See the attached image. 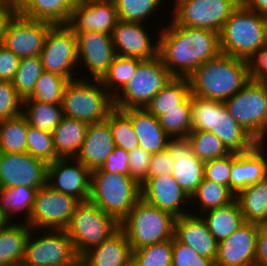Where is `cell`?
<instances>
[{
  "instance_id": "50",
  "label": "cell",
  "mask_w": 267,
  "mask_h": 266,
  "mask_svg": "<svg viewBox=\"0 0 267 266\" xmlns=\"http://www.w3.org/2000/svg\"><path fill=\"white\" fill-rule=\"evenodd\" d=\"M171 266H215L211 259L199 255L190 246L172 238Z\"/></svg>"
},
{
  "instance_id": "25",
  "label": "cell",
  "mask_w": 267,
  "mask_h": 266,
  "mask_svg": "<svg viewBox=\"0 0 267 266\" xmlns=\"http://www.w3.org/2000/svg\"><path fill=\"white\" fill-rule=\"evenodd\" d=\"M213 134L230 153H242L252 149L258 141L229 113L224 102L214 100Z\"/></svg>"
},
{
  "instance_id": "48",
  "label": "cell",
  "mask_w": 267,
  "mask_h": 266,
  "mask_svg": "<svg viewBox=\"0 0 267 266\" xmlns=\"http://www.w3.org/2000/svg\"><path fill=\"white\" fill-rule=\"evenodd\" d=\"M214 100L192 95L191 123L192 131L213 133Z\"/></svg>"
},
{
  "instance_id": "37",
  "label": "cell",
  "mask_w": 267,
  "mask_h": 266,
  "mask_svg": "<svg viewBox=\"0 0 267 266\" xmlns=\"http://www.w3.org/2000/svg\"><path fill=\"white\" fill-rule=\"evenodd\" d=\"M236 198L235 193L227 186L203 179L194 194L190 197V202H199L200 211L207 212L218 207L232 203ZM198 200V201H196Z\"/></svg>"
},
{
  "instance_id": "30",
  "label": "cell",
  "mask_w": 267,
  "mask_h": 266,
  "mask_svg": "<svg viewBox=\"0 0 267 266\" xmlns=\"http://www.w3.org/2000/svg\"><path fill=\"white\" fill-rule=\"evenodd\" d=\"M88 123L64 116L52 131L58 158L75 159L85 140Z\"/></svg>"
},
{
  "instance_id": "15",
  "label": "cell",
  "mask_w": 267,
  "mask_h": 266,
  "mask_svg": "<svg viewBox=\"0 0 267 266\" xmlns=\"http://www.w3.org/2000/svg\"><path fill=\"white\" fill-rule=\"evenodd\" d=\"M54 24L33 20L16 13L9 21L2 45L19 58L39 56L49 29Z\"/></svg>"
},
{
  "instance_id": "13",
  "label": "cell",
  "mask_w": 267,
  "mask_h": 266,
  "mask_svg": "<svg viewBox=\"0 0 267 266\" xmlns=\"http://www.w3.org/2000/svg\"><path fill=\"white\" fill-rule=\"evenodd\" d=\"M241 0H176L173 21L184 27H197L220 33L224 23Z\"/></svg>"
},
{
  "instance_id": "53",
  "label": "cell",
  "mask_w": 267,
  "mask_h": 266,
  "mask_svg": "<svg viewBox=\"0 0 267 266\" xmlns=\"http://www.w3.org/2000/svg\"><path fill=\"white\" fill-rule=\"evenodd\" d=\"M250 81H264L267 78V45L252 53L246 60Z\"/></svg>"
},
{
  "instance_id": "5",
  "label": "cell",
  "mask_w": 267,
  "mask_h": 266,
  "mask_svg": "<svg viewBox=\"0 0 267 266\" xmlns=\"http://www.w3.org/2000/svg\"><path fill=\"white\" fill-rule=\"evenodd\" d=\"M84 78L69 81L62 97L63 116L84 121L88 124L105 121L115 109L114 97L103 87Z\"/></svg>"
},
{
  "instance_id": "52",
  "label": "cell",
  "mask_w": 267,
  "mask_h": 266,
  "mask_svg": "<svg viewBox=\"0 0 267 266\" xmlns=\"http://www.w3.org/2000/svg\"><path fill=\"white\" fill-rule=\"evenodd\" d=\"M128 154L129 176L141 184L148 176L151 154L140 146Z\"/></svg>"
},
{
  "instance_id": "24",
  "label": "cell",
  "mask_w": 267,
  "mask_h": 266,
  "mask_svg": "<svg viewBox=\"0 0 267 266\" xmlns=\"http://www.w3.org/2000/svg\"><path fill=\"white\" fill-rule=\"evenodd\" d=\"M174 237L191 248L199 255L211 259L217 257L218 242L208 230L201 214H185L175 219Z\"/></svg>"
},
{
  "instance_id": "59",
  "label": "cell",
  "mask_w": 267,
  "mask_h": 266,
  "mask_svg": "<svg viewBox=\"0 0 267 266\" xmlns=\"http://www.w3.org/2000/svg\"><path fill=\"white\" fill-rule=\"evenodd\" d=\"M241 3L267 18V0H241Z\"/></svg>"
},
{
  "instance_id": "29",
  "label": "cell",
  "mask_w": 267,
  "mask_h": 266,
  "mask_svg": "<svg viewBox=\"0 0 267 266\" xmlns=\"http://www.w3.org/2000/svg\"><path fill=\"white\" fill-rule=\"evenodd\" d=\"M192 95L187 77H173L146 105L157 118L172 109H191Z\"/></svg>"
},
{
  "instance_id": "9",
  "label": "cell",
  "mask_w": 267,
  "mask_h": 266,
  "mask_svg": "<svg viewBox=\"0 0 267 266\" xmlns=\"http://www.w3.org/2000/svg\"><path fill=\"white\" fill-rule=\"evenodd\" d=\"M224 104L236 122L258 142H265L267 135L266 82L249 81Z\"/></svg>"
},
{
  "instance_id": "33",
  "label": "cell",
  "mask_w": 267,
  "mask_h": 266,
  "mask_svg": "<svg viewBox=\"0 0 267 266\" xmlns=\"http://www.w3.org/2000/svg\"><path fill=\"white\" fill-rule=\"evenodd\" d=\"M203 214L201 216L205 220L208 230L218 243L228 238L245 223L236 199L226 206L209 210Z\"/></svg>"
},
{
  "instance_id": "19",
  "label": "cell",
  "mask_w": 267,
  "mask_h": 266,
  "mask_svg": "<svg viewBox=\"0 0 267 266\" xmlns=\"http://www.w3.org/2000/svg\"><path fill=\"white\" fill-rule=\"evenodd\" d=\"M78 63H84L94 80H100L116 56L111 34L97 31L78 32Z\"/></svg>"
},
{
  "instance_id": "11",
  "label": "cell",
  "mask_w": 267,
  "mask_h": 266,
  "mask_svg": "<svg viewBox=\"0 0 267 266\" xmlns=\"http://www.w3.org/2000/svg\"><path fill=\"white\" fill-rule=\"evenodd\" d=\"M43 69L66 78L76 80L75 68H79L76 34L66 24L53 25L47 33L40 53ZM77 66V67H76Z\"/></svg>"
},
{
  "instance_id": "35",
  "label": "cell",
  "mask_w": 267,
  "mask_h": 266,
  "mask_svg": "<svg viewBox=\"0 0 267 266\" xmlns=\"http://www.w3.org/2000/svg\"><path fill=\"white\" fill-rule=\"evenodd\" d=\"M22 114L30 126L51 133L64 117L62 104L42 103L31 98L23 100Z\"/></svg>"
},
{
  "instance_id": "32",
  "label": "cell",
  "mask_w": 267,
  "mask_h": 266,
  "mask_svg": "<svg viewBox=\"0 0 267 266\" xmlns=\"http://www.w3.org/2000/svg\"><path fill=\"white\" fill-rule=\"evenodd\" d=\"M11 223L0 229V266H14L23 261L26 241L31 231L25 222Z\"/></svg>"
},
{
  "instance_id": "18",
  "label": "cell",
  "mask_w": 267,
  "mask_h": 266,
  "mask_svg": "<svg viewBox=\"0 0 267 266\" xmlns=\"http://www.w3.org/2000/svg\"><path fill=\"white\" fill-rule=\"evenodd\" d=\"M259 224L245 222L218 243L215 266H255Z\"/></svg>"
},
{
  "instance_id": "31",
  "label": "cell",
  "mask_w": 267,
  "mask_h": 266,
  "mask_svg": "<svg viewBox=\"0 0 267 266\" xmlns=\"http://www.w3.org/2000/svg\"><path fill=\"white\" fill-rule=\"evenodd\" d=\"M77 0H25L17 13L23 17L47 21L54 25L67 24Z\"/></svg>"
},
{
  "instance_id": "34",
  "label": "cell",
  "mask_w": 267,
  "mask_h": 266,
  "mask_svg": "<svg viewBox=\"0 0 267 266\" xmlns=\"http://www.w3.org/2000/svg\"><path fill=\"white\" fill-rule=\"evenodd\" d=\"M245 222L267 224V178L236 194Z\"/></svg>"
},
{
  "instance_id": "1",
  "label": "cell",
  "mask_w": 267,
  "mask_h": 266,
  "mask_svg": "<svg viewBox=\"0 0 267 266\" xmlns=\"http://www.w3.org/2000/svg\"><path fill=\"white\" fill-rule=\"evenodd\" d=\"M161 29L158 56L174 77H189L201 64L217 57L219 33L197 27H184L173 20Z\"/></svg>"
},
{
  "instance_id": "36",
  "label": "cell",
  "mask_w": 267,
  "mask_h": 266,
  "mask_svg": "<svg viewBox=\"0 0 267 266\" xmlns=\"http://www.w3.org/2000/svg\"><path fill=\"white\" fill-rule=\"evenodd\" d=\"M28 121L23 114L0 121V152H27Z\"/></svg>"
},
{
  "instance_id": "55",
  "label": "cell",
  "mask_w": 267,
  "mask_h": 266,
  "mask_svg": "<svg viewBox=\"0 0 267 266\" xmlns=\"http://www.w3.org/2000/svg\"><path fill=\"white\" fill-rule=\"evenodd\" d=\"M175 162L168 148L151 155L147 177L163 176L172 173Z\"/></svg>"
},
{
  "instance_id": "23",
  "label": "cell",
  "mask_w": 267,
  "mask_h": 266,
  "mask_svg": "<svg viewBox=\"0 0 267 266\" xmlns=\"http://www.w3.org/2000/svg\"><path fill=\"white\" fill-rule=\"evenodd\" d=\"M265 142H258L252 149L232 153L230 189L235 195L242 189L267 178Z\"/></svg>"
},
{
  "instance_id": "46",
  "label": "cell",
  "mask_w": 267,
  "mask_h": 266,
  "mask_svg": "<svg viewBox=\"0 0 267 266\" xmlns=\"http://www.w3.org/2000/svg\"><path fill=\"white\" fill-rule=\"evenodd\" d=\"M26 143L27 153L47 164L59 159L55 152L53 135L51 132L42 131L28 125Z\"/></svg>"
},
{
  "instance_id": "26",
  "label": "cell",
  "mask_w": 267,
  "mask_h": 266,
  "mask_svg": "<svg viewBox=\"0 0 267 266\" xmlns=\"http://www.w3.org/2000/svg\"><path fill=\"white\" fill-rule=\"evenodd\" d=\"M114 147L110 126L106 120L89 124L85 140L75 159L93 171L101 168Z\"/></svg>"
},
{
  "instance_id": "10",
  "label": "cell",
  "mask_w": 267,
  "mask_h": 266,
  "mask_svg": "<svg viewBox=\"0 0 267 266\" xmlns=\"http://www.w3.org/2000/svg\"><path fill=\"white\" fill-rule=\"evenodd\" d=\"M33 232L36 231L31 229L26 241L23 263L29 266H74L79 261L66 230L47 229L35 239Z\"/></svg>"
},
{
  "instance_id": "64",
  "label": "cell",
  "mask_w": 267,
  "mask_h": 266,
  "mask_svg": "<svg viewBox=\"0 0 267 266\" xmlns=\"http://www.w3.org/2000/svg\"><path fill=\"white\" fill-rule=\"evenodd\" d=\"M74 266H84L80 261H78Z\"/></svg>"
},
{
  "instance_id": "6",
  "label": "cell",
  "mask_w": 267,
  "mask_h": 266,
  "mask_svg": "<svg viewBox=\"0 0 267 266\" xmlns=\"http://www.w3.org/2000/svg\"><path fill=\"white\" fill-rule=\"evenodd\" d=\"M176 217L140 198L119 223L133 250L174 237Z\"/></svg>"
},
{
  "instance_id": "17",
  "label": "cell",
  "mask_w": 267,
  "mask_h": 266,
  "mask_svg": "<svg viewBox=\"0 0 267 266\" xmlns=\"http://www.w3.org/2000/svg\"><path fill=\"white\" fill-rule=\"evenodd\" d=\"M118 20L113 0H77L66 25L75 34L88 31L111 34Z\"/></svg>"
},
{
  "instance_id": "51",
  "label": "cell",
  "mask_w": 267,
  "mask_h": 266,
  "mask_svg": "<svg viewBox=\"0 0 267 266\" xmlns=\"http://www.w3.org/2000/svg\"><path fill=\"white\" fill-rule=\"evenodd\" d=\"M231 166L232 153L223 158L206 161L204 164V179L230 188Z\"/></svg>"
},
{
  "instance_id": "58",
  "label": "cell",
  "mask_w": 267,
  "mask_h": 266,
  "mask_svg": "<svg viewBox=\"0 0 267 266\" xmlns=\"http://www.w3.org/2000/svg\"><path fill=\"white\" fill-rule=\"evenodd\" d=\"M255 266H267V224L259 225Z\"/></svg>"
},
{
  "instance_id": "27",
  "label": "cell",
  "mask_w": 267,
  "mask_h": 266,
  "mask_svg": "<svg viewBox=\"0 0 267 266\" xmlns=\"http://www.w3.org/2000/svg\"><path fill=\"white\" fill-rule=\"evenodd\" d=\"M132 248L119 228L101 244L85 252L79 261L84 266H126L132 261Z\"/></svg>"
},
{
  "instance_id": "43",
  "label": "cell",
  "mask_w": 267,
  "mask_h": 266,
  "mask_svg": "<svg viewBox=\"0 0 267 266\" xmlns=\"http://www.w3.org/2000/svg\"><path fill=\"white\" fill-rule=\"evenodd\" d=\"M116 147L130 152L139 146L137 135L133 129L131 119L122 111L114 109L106 119Z\"/></svg>"
},
{
  "instance_id": "63",
  "label": "cell",
  "mask_w": 267,
  "mask_h": 266,
  "mask_svg": "<svg viewBox=\"0 0 267 266\" xmlns=\"http://www.w3.org/2000/svg\"><path fill=\"white\" fill-rule=\"evenodd\" d=\"M126 266H136L135 263L133 261H131L129 264H127Z\"/></svg>"
},
{
  "instance_id": "56",
  "label": "cell",
  "mask_w": 267,
  "mask_h": 266,
  "mask_svg": "<svg viewBox=\"0 0 267 266\" xmlns=\"http://www.w3.org/2000/svg\"><path fill=\"white\" fill-rule=\"evenodd\" d=\"M20 58L0 45V81L12 82L18 69Z\"/></svg>"
},
{
  "instance_id": "47",
  "label": "cell",
  "mask_w": 267,
  "mask_h": 266,
  "mask_svg": "<svg viewBox=\"0 0 267 266\" xmlns=\"http://www.w3.org/2000/svg\"><path fill=\"white\" fill-rule=\"evenodd\" d=\"M170 138L187 137L192 132L191 109H172L158 117Z\"/></svg>"
},
{
  "instance_id": "39",
  "label": "cell",
  "mask_w": 267,
  "mask_h": 266,
  "mask_svg": "<svg viewBox=\"0 0 267 266\" xmlns=\"http://www.w3.org/2000/svg\"><path fill=\"white\" fill-rule=\"evenodd\" d=\"M37 189L28 186L0 188V208L8 218L25 212V220L29 217L35 200Z\"/></svg>"
},
{
  "instance_id": "57",
  "label": "cell",
  "mask_w": 267,
  "mask_h": 266,
  "mask_svg": "<svg viewBox=\"0 0 267 266\" xmlns=\"http://www.w3.org/2000/svg\"><path fill=\"white\" fill-rule=\"evenodd\" d=\"M16 13L17 8L11 0H0V45H2L7 24Z\"/></svg>"
},
{
  "instance_id": "49",
  "label": "cell",
  "mask_w": 267,
  "mask_h": 266,
  "mask_svg": "<svg viewBox=\"0 0 267 266\" xmlns=\"http://www.w3.org/2000/svg\"><path fill=\"white\" fill-rule=\"evenodd\" d=\"M23 99L12 82L0 81V121L22 114Z\"/></svg>"
},
{
  "instance_id": "41",
  "label": "cell",
  "mask_w": 267,
  "mask_h": 266,
  "mask_svg": "<svg viewBox=\"0 0 267 266\" xmlns=\"http://www.w3.org/2000/svg\"><path fill=\"white\" fill-rule=\"evenodd\" d=\"M68 82L66 78L44 70L28 98L42 103L61 104L64 87Z\"/></svg>"
},
{
  "instance_id": "28",
  "label": "cell",
  "mask_w": 267,
  "mask_h": 266,
  "mask_svg": "<svg viewBox=\"0 0 267 266\" xmlns=\"http://www.w3.org/2000/svg\"><path fill=\"white\" fill-rule=\"evenodd\" d=\"M122 111L131 119L142 149L152 155L167 148L170 137L161 127L156 116L145 108H129Z\"/></svg>"
},
{
  "instance_id": "21",
  "label": "cell",
  "mask_w": 267,
  "mask_h": 266,
  "mask_svg": "<svg viewBox=\"0 0 267 266\" xmlns=\"http://www.w3.org/2000/svg\"><path fill=\"white\" fill-rule=\"evenodd\" d=\"M167 148L175 162L171 174L186 195L191 197L204 179L205 162L193 153L187 137L170 138Z\"/></svg>"
},
{
  "instance_id": "61",
  "label": "cell",
  "mask_w": 267,
  "mask_h": 266,
  "mask_svg": "<svg viewBox=\"0 0 267 266\" xmlns=\"http://www.w3.org/2000/svg\"><path fill=\"white\" fill-rule=\"evenodd\" d=\"M14 3V6L18 8L25 0H11Z\"/></svg>"
},
{
  "instance_id": "54",
  "label": "cell",
  "mask_w": 267,
  "mask_h": 266,
  "mask_svg": "<svg viewBox=\"0 0 267 266\" xmlns=\"http://www.w3.org/2000/svg\"><path fill=\"white\" fill-rule=\"evenodd\" d=\"M128 156V152L115 146L100 169L111 174L129 175Z\"/></svg>"
},
{
  "instance_id": "60",
  "label": "cell",
  "mask_w": 267,
  "mask_h": 266,
  "mask_svg": "<svg viewBox=\"0 0 267 266\" xmlns=\"http://www.w3.org/2000/svg\"><path fill=\"white\" fill-rule=\"evenodd\" d=\"M12 219L8 218L7 215L0 208V229L6 227Z\"/></svg>"
},
{
  "instance_id": "2",
  "label": "cell",
  "mask_w": 267,
  "mask_h": 266,
  "mask_svg": "<svg viewBox=\"0 0 267 266\" xmlns=\"http://www.w3.org/2000/svg\"><path fill=\"white\" fill-rule=\"evenodd\" d=\"M188 80L191 95L220 102L250 81L245 60L222 53L197 67Z\"/></svg>"
},
{
  "instance_id": "45",
  "label": "cell",
  "mask_w": 267,
  "mask_h": 266,
  "mask_svg": "<svg viewBox=\"0 0 267 266\" xmlns=\"http://www.w3.org/2000/svg\"><path fill=\"white\" fill-rule=\"evenodd\" d=\"M118 18L127 22L144 23L164 0H113Z\"/></svg>"
},
{
  "instance_id": "44",
  "label": "cell",
  "mask_w": 267,
  "mask_h": 266,
  "mask_svg": "<svg viewBox=\"0 0 267 266\" xmlns=\"http://www.w3.org/2000/svg\"><path fill=\"white\" fill-rule=\"evenodd\" d=\"M132 261L136 266H171L172 239L133 250Z\"/></svg>"
},
{
  "instance_id": "8",
  "label": "cell",
  "mask_w": 267,
  "mask_h": 266,
  "mask_svg": "<svg viewBox=\"0 0 267 266\" xmlns=\"http://www.w3.org/2000/svg\"><path fill=\"white\" fill-rule=\"evenodd\" d=\"M173 77L159 56L143 60L134 76L114 95L115 109L145 108Z\"/></svg>"
},
{
  "instance_id": "3",
  "label": "cell",
  "mask_w": 267,
  "mask_h": 266,
  "mask_svg": "<svg viewBox=\"0 0 267 266\" xmlns=\"http://www.w3.org/2000/svg\"><path fill=\"white\" fill-rule=\"evenodd\" d=\"M222 54L246 60L267 45V18L240 3L219 33Z\"/></svg>"
},
{
  "instance_id": "22",
  "label": "cell",
  "mask_w": 267,
  "mask_h": 266,
  "mask_svg": "<svg viewBox=\"0 0 267 266\" xmlns=\"http://www.w3.org/2000/svg\"><path fill=\"white\" fill-rule=\"evenodd\" d=\"M143 23L118 20L112 30V42L118 56L150 60L158 56V41L153 45Z\"/></svg>"
},
{
  "instance_id": "12",
  "label": "cell",
  "mask_w": 267,
  "mask_h": 266,
  "mask_svg": "<svg viewBox=\"0 0 267 266\" xmlns=\"http://www.w3.org/2000/svg\"><path fill=\"white\" fill-rule=\"evenodd\" d=\"M78 203L76 198L45 185L37 190L32 210L24 221L31 229H39L38 232L45 229L65 230Z\"/></svg>"
},
{
  "instance_id": "42",
  "label": "cell",
  "mask_w": 267,
  "mask_h": 266,
  "mask_svg": "<svg viewBox=\"0 0 267 266\" xmlns=\"http://www.w3.org/2000/svg\"><path fill=\"white\" fill-rule=\"evenodd\" d=\"M193 153L201 161H209L227 156L230 152L213 133L208 131H192L187 136Z\"/></svg>"
},
{
  "instance_id": "40",
  "label": "cell",
  "mask_w": 267,
  "mask_h": 266,
  "mask_svg": "<svg viewBox=\"0 0 267 266\" xmlns=\"http://www.w3.org/2000/svg\"><path fill=\"white\" fill-rule=\"evenodd\" d=\"M43 71L40 56L20 58L12 84L23 100L32 94L36 81Z\"/></svg>"
},
{
  "instance_id": "14",
  "label": "cell",
  "mask_w": 267,
  "mask_h": 266,
  "mask_svg": "<svg viewBox=\"0 0 267 266\" xmlns=\"http://www.w3.org/2000/svg\"><path fill=\"white\" fill-rule=\"evenodd\" d=\"M48 164L31 154L0 152V188L28 186L40 189L47 185Z\"/></svg>"
},
{
  "instance_id": "62",
  "label": "cell",
  "mask_w": 267,
  "mask_h": 266,
  "mask_svg": "<svg viewBox=\"0 0 267 266\" xmlns=\"http://www.w3.org/2000/svg\"><path fill=\"white\" fill-rule=\"evenodd\" d=\"M14 266H29V265H27V264H25V263L21 262V263H17V264H16V265H14Z\"/></svg>"
},
{
  "instance_id": "7",
  "label": "cell",
  "mask_w": 267,
  "mask_h": 266,
  "mask_svg": "<svg viewBox=\"0 0 267 266\" xmlns=\"http://www.w3.org/2000/svg\"><path fill=\"white\" fill-rule=\"evenodd\" d=\"M119 229V223L103 212L90 200L79 202L65 229L75 253L80 258L85 252L98 246Z\"/></svg>"
},
{
  "instance_id": "16",
  "label": "cell",
  "mask_w": 267,
  "mask_h": 266,
  "mask_svg": "<svg viewBox=\"0 0 267 266\" xmlns=\"http://www.w3.org/2000/svg\"><path fill=\"white\" fill-rule=\"evenodd\" d=\"M70 160V161H69ZM59 158L48 164L47 185L79 202L90 198L91 171L77 159ZM70 162H73L72 165Z\"/></svg>"
},
{
  "instance_id": "4",
  "label": "cell",
  "mask_w": 267,
  "mask_h": 266,
  "mask_svg": "<svg viewBox=\"0 0 267 266\" xmlns=\"http://www.w3.org/2000/svg\"><path fill=\"white\" fill-rule=\"evenodd\" d=\"M141 198V185L129 175L111 174L100 168L91 171L90 198L120 223Z\"/></svg>"
},
{
  "instance_id": "38",
  "label": "cell",
  "mask_w": 267,
  "mask_h": 266,
  "mask_svg": "<svg viewBox=\"0 0 267 266\" xmlns=\"http://www.w3.org/2000/svg\"><path fill=\"white\" fill-rule=\"evenodd\" d=\"M142 61L138 58L116 55L108 71L100 79L103 87L114 97L134 76L138 65Z\"/></svg>"
},
{
  "instance_id": "20",
  "label": "cell",
  "mask_w": 267,
  "mask_h": 266,
  "mask_svg": "<svg viewBox=\"0 0 267 266\" xmlns=\"http://www.w3.org/2000/svg\"><path fill=\"white\" fill-rule=\"evenodd\" d=\"M141 198L147 203L178 218L188 214L180 206L189 202L190 197L182 190L171 173L147 177L141 184Z\"/></svg>"
}]
</instances>
